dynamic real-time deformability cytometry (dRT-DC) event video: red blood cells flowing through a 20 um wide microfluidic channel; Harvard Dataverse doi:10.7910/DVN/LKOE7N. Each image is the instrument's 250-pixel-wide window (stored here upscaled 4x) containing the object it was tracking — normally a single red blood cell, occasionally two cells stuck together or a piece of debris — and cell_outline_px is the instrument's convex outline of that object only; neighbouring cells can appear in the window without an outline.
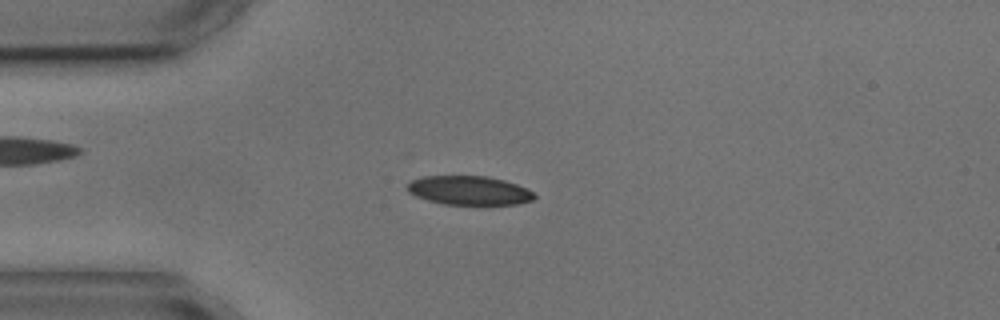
{"species": "common noctule bat (a hibernating species)", "species_latin": "Nyctalus noctula", "temperature_condition": "cold", "stored_images_in_passage": 5, "camera_frame_rate_fps": 3000, "um_per_image_px": 0.085, "animal": {"sex": "male", "body_mass_g": 17.9, "forearm_length_mm": 54.2}, "frame": {"image": 1, "passage_image": 3, "time_ms": 2.333, "image_size_px": [1000, 320], "cell_outline_px": [[536, 196], [532, 200], [516, 204], [444, 204], [428, 200], [416, 196], [408, 192], [408, 184], [412, 180], [424, 176], [488, 176], [504, 180], [528, 188]], "centroid_in_image_um": [39.89, 16.18], "position_along_channel_um": 45.1, "area_um2": 21.27}}